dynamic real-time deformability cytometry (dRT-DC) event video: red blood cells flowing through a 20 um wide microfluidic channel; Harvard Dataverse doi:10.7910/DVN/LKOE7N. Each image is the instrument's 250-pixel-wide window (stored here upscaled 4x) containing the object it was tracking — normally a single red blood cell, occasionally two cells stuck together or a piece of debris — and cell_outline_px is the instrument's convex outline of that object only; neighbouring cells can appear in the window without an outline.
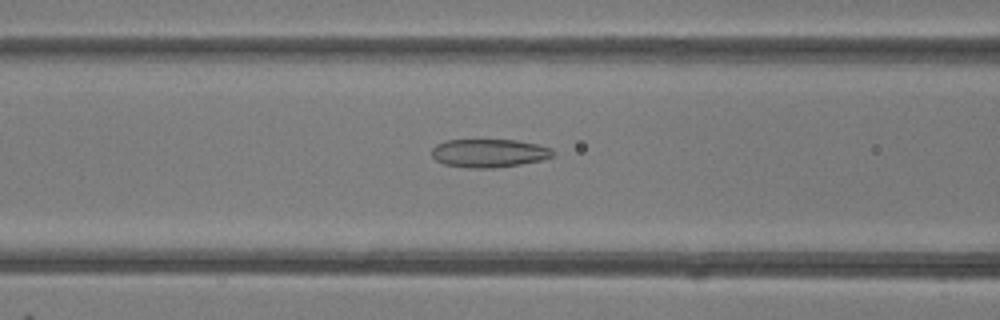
{"species": "common noctule bat (a hibernating species)", "species_latin": "Nyctalus noctula", "temperature_condition": "room temperature", "stored_images_in_passage": 49, "camera_frame_rate_fps": 3000, "um_per_image_px": 0.085, "animal": {"sex": "female"}, "frame": {"image": 1, "passage_image": 20, "time_ms": 6.333, "image_size_px": [1000, 320], "cell_outline_px": [[556, 156], [540, 160], [520, 164], [492, 168], [468, 168], [444, 164], [436, 160], [432, 156], [432, 148], [436, 144], [444, 140], [516, 140], [536, 144], [552, 148], [556, 152]], "centroid_in_image_um": [41.58, 13.01], "position_along_channel_um": 125.0, "area_um2": 20.11}}
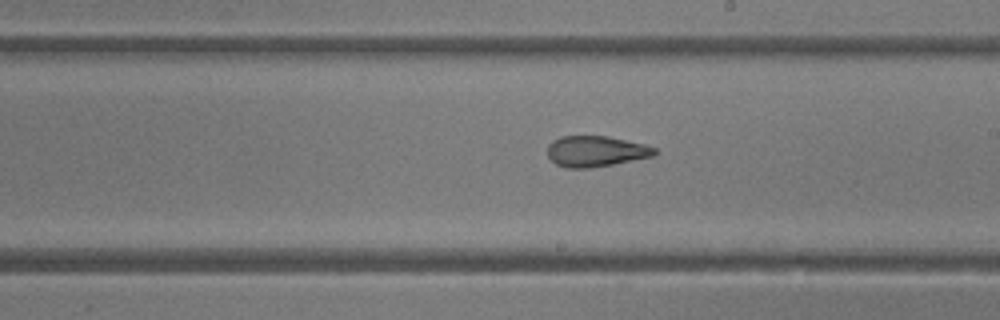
{"frame": {"image": 2, "passage_image": 28, "time_ms": 9.0, "image_size_px": [1000, 320], "cell_outline_px": [[656, 152], [652, 156], [612, 164], [588, 168], [568, 168], [556, 164], [548, 156], [548, 144], [552, 140], [560, 136], [608, 136], [644, 144], [656, 148]], "centroid_in_image_um": [50.61, 12.85], "position_along_channel_um": 238.4, "area_um2": 19.07}}
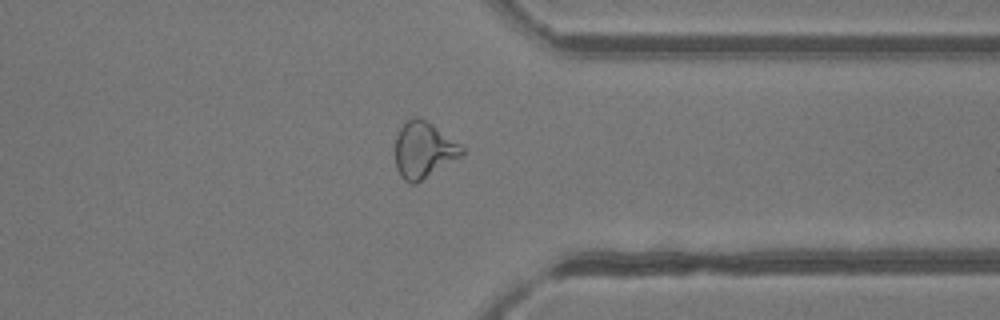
{"frame": {"image": 3, "passage_image": 38, "time_ms": 12.333, "image_size_px": [1000, 320], "cell_outline_px": [[464, 152], [460, 156], [416, 184], [412, 184], [404, 180], [400, 176], [396, 168], [396, 136], [400, 128], [412, 116], [420, 116], [432, 124], [460, 144], [464, 148]], "centroid_in_image_um": [35.99, 12.74], "position_along_channel_um": 375.4, "area_um2": 21.62}, "authors_computed_cell_mechanics": {"area_um2": 22.6576, "velocity_mm_per_s": 4.2453, "shape_relaxation_time_tau1_ms": null, "shape_relaxation_time_tau2_ms": 1.931, "deformation_change_tau1": null, "deformation_change_tau2": 0.0947}}